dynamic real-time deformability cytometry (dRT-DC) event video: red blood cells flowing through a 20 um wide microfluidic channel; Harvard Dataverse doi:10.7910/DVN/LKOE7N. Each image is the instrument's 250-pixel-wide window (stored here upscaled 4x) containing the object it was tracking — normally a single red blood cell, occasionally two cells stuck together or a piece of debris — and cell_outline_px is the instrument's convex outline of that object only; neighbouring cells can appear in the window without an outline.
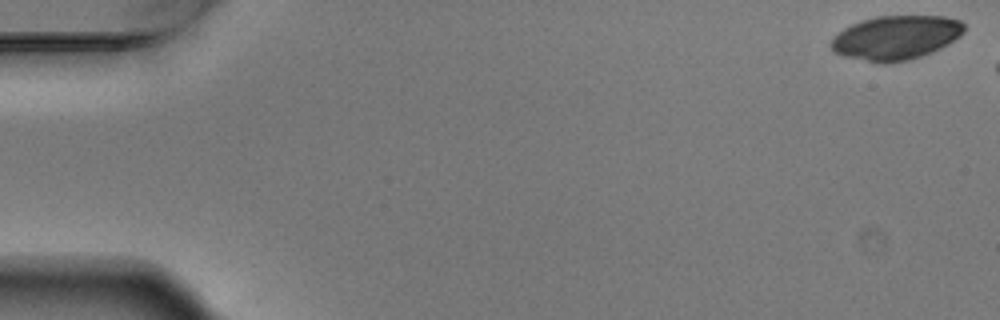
{"species": "Egyptian fruit bat (a non-hibernating species)", "species_latin": "Rousettus aegyptiacus", "temperature_condition": "warm", "stored_images_in_passage": 6, "camera_frame_rate_fps": 3000, "um_per_image_px": 0.085, "animal": {"sex": "male"}, "frame": {"image": 1, "passage_image": 1, "time_ms": 0.0, "image_size_px": [1000, 320], "cell_outline_px": [[964, 32], [960, 36], [948, 44], [940, 48], [920, 56], [908, 60], [868, 60], [844, 56], [836, 52], [832, 48], [832, 40], [844, 28], [860, 20], [876, 16], [944, 16], [960, 20], [964, 24]], "centroid_in_image_um": [76.21, 3.15], "position_along_channel_um": 8.8, "area_um2": 33.23}}